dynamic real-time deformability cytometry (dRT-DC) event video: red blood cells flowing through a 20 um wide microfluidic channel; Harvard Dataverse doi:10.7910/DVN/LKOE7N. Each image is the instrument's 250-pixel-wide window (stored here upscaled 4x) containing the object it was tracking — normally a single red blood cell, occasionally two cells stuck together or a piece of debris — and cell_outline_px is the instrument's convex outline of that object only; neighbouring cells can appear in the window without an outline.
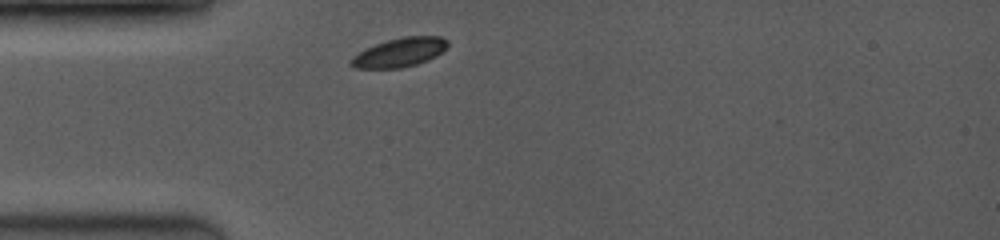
{"species": "common noctule bat (a hibernating species)", "species_latin": "Nyctalus noctula", "temperature_condition": "room temperature", "stored_images_in_passage": 2, "camera_frame_rate_fps": 3500, "um_per_image_px": 0.085, "animal": {"sex": "female", "body_mass_g": 19.0, "forearm_length_mm": 53.3}, "frame": {"image": 1, "passage_image": 1, "time_ms": 0.0, "image_size_px": [1000, 240], "cell_outline_px": [[448, 44], [436, 56], [428, 60], [416, 64], [400, 68], [356, 68], [352, 64], [352, 56], [376, 44], [388, 40], [404, 36], [440, 36], [448, 40]], "centroid_in_image_um": [34.0, 4.45], "position_along_channel_um": 51.0, "area_um2": 15.95}}